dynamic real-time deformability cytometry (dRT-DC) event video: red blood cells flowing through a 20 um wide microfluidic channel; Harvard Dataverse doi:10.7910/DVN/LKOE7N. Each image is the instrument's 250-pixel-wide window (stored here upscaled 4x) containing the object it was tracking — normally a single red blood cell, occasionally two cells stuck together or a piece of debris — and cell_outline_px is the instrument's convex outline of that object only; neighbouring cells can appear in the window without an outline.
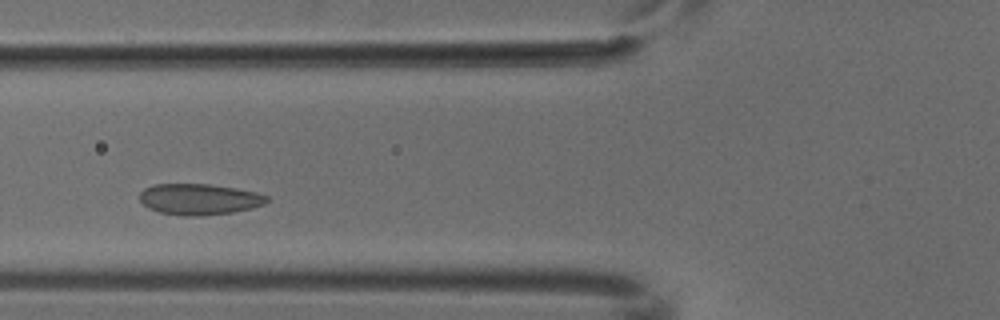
{"species": "common noctule bat (a hibernating species)", "species_latin": "Nyctalus noctula", "temperature_condition": "cold", "stored_images_in_passage": 4, "camera_frame_rate_fps": 3000, "um_per_image_px": 0.085, "animal": {"sex": "male", "body_mass_g": 18.8}, "frame": {"image": 1, "passage_image": 3, "time_ms": 0.667, "image_size_px": [1000, 320], "cell_outline_px": [[268, 200], [264, 204], [252, 208], [232, 212], [200, 216], [184, 216], [160, 212], [148, 208], [140, 200], [140, 192], [144, 188], [156, 184], [208, 184], [236, 188], [256, 192], [268, 196]], "centroid_in_image_um": [16.93, 16.93], "position_along_channel_um": 108.9, "area_um2": 22.95}}
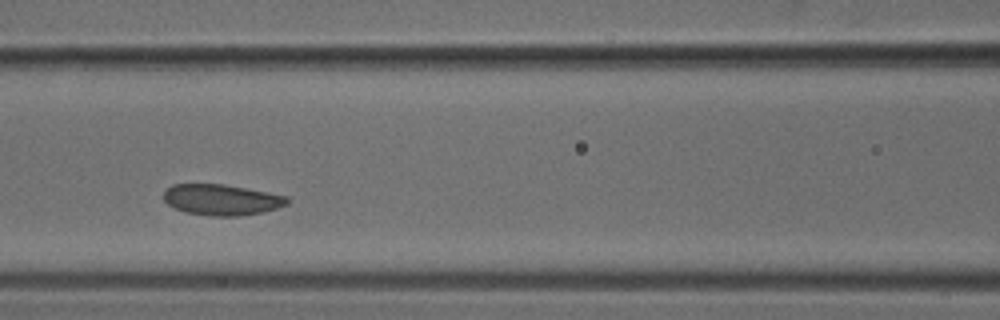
{"frame": {"image": 2, "passage_image": 4, "time_ms": 1.0, "image_size_px": [1000, 320], "cell_outline_px": [[292, 200], [288, 204], [264, 212], [240, 216], [208, 216], [184, 212], [168, 204], [164, 200], [164, 188], [172, 184], [224, 184], [288, 196]], "centroid_in_image_um": [18.84, 16.98], "position_along_channel_um": 147.8, "area_um2": 22.48}}